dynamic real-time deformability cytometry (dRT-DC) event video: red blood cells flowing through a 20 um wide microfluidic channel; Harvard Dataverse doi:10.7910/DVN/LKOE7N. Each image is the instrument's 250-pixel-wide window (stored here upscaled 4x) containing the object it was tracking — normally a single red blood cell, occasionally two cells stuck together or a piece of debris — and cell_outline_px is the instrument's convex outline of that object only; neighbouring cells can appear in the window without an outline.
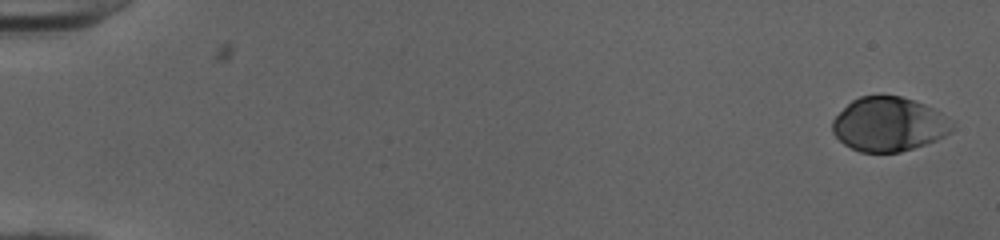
{"species": "human", "species_latin": "Homo sapiens", "temperature_condition": "cold", "stored_images_in_passage": 51, "camera_frame_rate_fps": 3000, "um_per_image_px": 0.085, "donor": {"sex": "female"}, "frame": {"image": 1, "passage_image": 1, "time_ms": 0.0, "image_size_px": [1000, 240], "cell_outline_px": [[956, 128], [952, 132], [936, 140], [900, 152], [860, 152], [844, 144], [832, 132], [832, 120], [852, 100], [860, 96], [900, 96], [924, 104], [956, 120]], "centroid_in_image_um": [75.61, 10.56], "position_along_channel_um": 9.4, "area_um2": 37.92}}
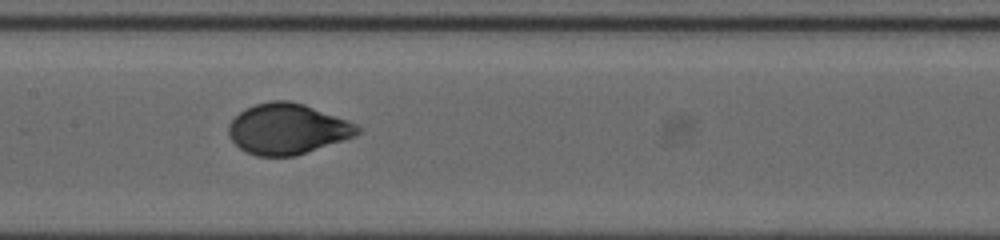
{"frame": {"image": 2, "passage_image": 27, "time_ms": 8.667, "image_size_px": [1000, 240], "cell_outline_px": [[360, 132], [356, 136], [296, 156], [256, 156], [240, 148], [228, 136], [228, 124], [244, 108], [256, 104], [272, 100], [288, 100], [304, 104], [356, 124], [360, 128]], "centroid_in_image_um": [24.41, 10.96], "position_along_channel_um": 183.0, "area_um2": 37.92}}
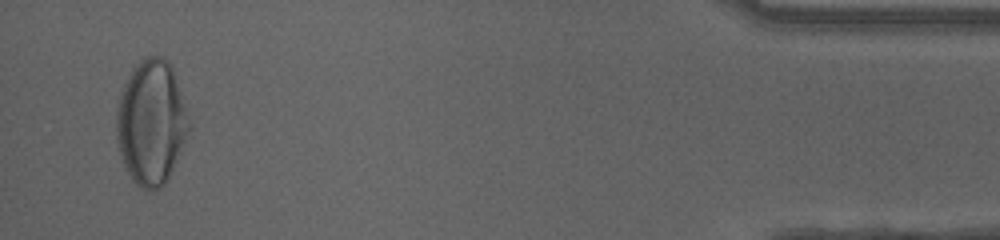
{"frame": {"image": 3, "passage_image": 50, "time_ms": 16.333, "image_size_px": [1000, 240], "cell_outline_px": [[192, 128], [164, 184], [160, 188], [152, 192], [140, 188], [132, 180], [120, 156], [116, 140], [116, 108], [124, 84], [132, 68], [140, 60], [148, 56], [160, 56], [168, 60], [172, 64], [192, 124]], "centroid_in_image_um": [12.87, 10.4], "position_along_channel_um": 422.3, "area_um2": 53.29}, "authors_computed_cell_mechanics": {"area_um2": 38.148, "velocity_mm_per_s": 4.0055, "shape_relaxation_time_tau1_ms": 4.2245, "shape_relaxation_time_tau2_ms": null, "deformation_change_tau1": 0.1767, "deformation_change_tau2": null}}